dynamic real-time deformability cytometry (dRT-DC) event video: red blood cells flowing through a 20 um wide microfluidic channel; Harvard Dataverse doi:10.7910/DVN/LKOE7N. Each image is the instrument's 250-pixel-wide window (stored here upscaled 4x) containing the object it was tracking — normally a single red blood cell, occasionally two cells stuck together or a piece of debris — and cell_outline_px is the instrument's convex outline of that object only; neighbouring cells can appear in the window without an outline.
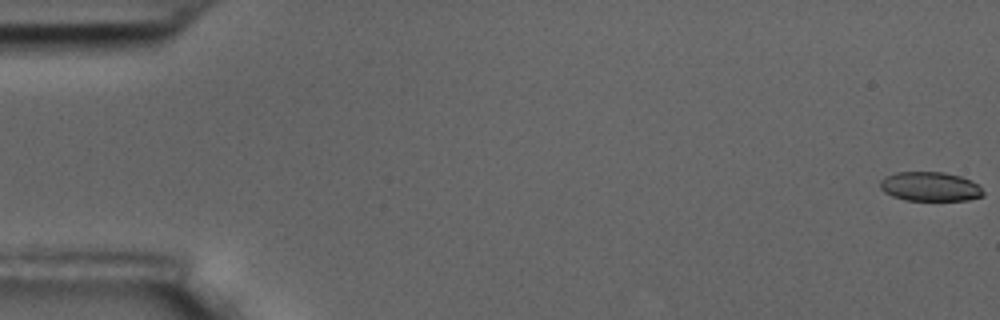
{"species": "common noctule bat (a hibernating species)", "species_latin": "Nyctalus noctula", "temperature_condition": "room temperature", "stored_images_in_passage": 59, "camera_frame_rate_fps": 3000, "um_per_image_px": 0.085, "animal": {"sex": "male", "body_mass_g": 17.5, "forearm_length_mm": 52.3}, "frame": {"image": 1, "passage_image": 1, "time_ms": 0.0, "image_size_px": [1000, 320], "cell_outline_px": [[984, 196], [968, 200], [904, 200], [892, 196], [884, 192], [880, 188], [880, 180], [896, 172], [944, 172], [960, 176], [976, 184], [984, 192]], "centroid_in_image_um": [79.04, 15.86], "position_along_channel_um": 6.0, "area_um2": 17.46}}
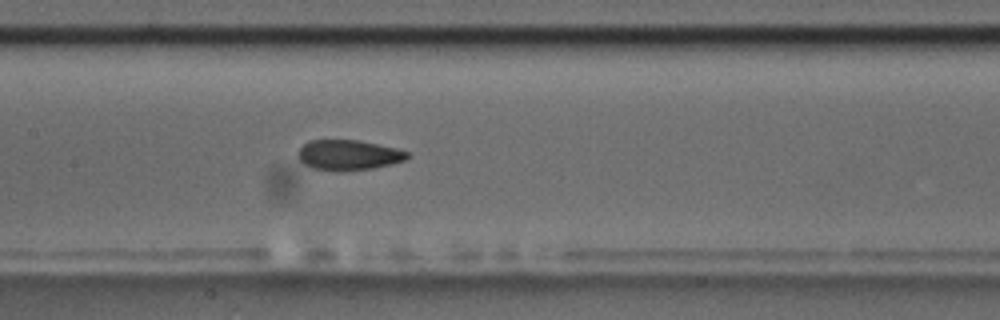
{"frame": {"image": 2, "passage_image": 29, "time_ms": 9.333, "image_size_px": [1000, 320], "cell_outline_px": [[408, 156], [404, 160], [372, 168], [340, 172], [312, 168], [304, 164], [296, 156], [296, 152], [308, 140], [356, 140], [396, 148], [408, 152]], "centroid_in_image_um": [29.54, 13.18], "position_along_channel_um": 177.9, "area_um2": 19.19}}
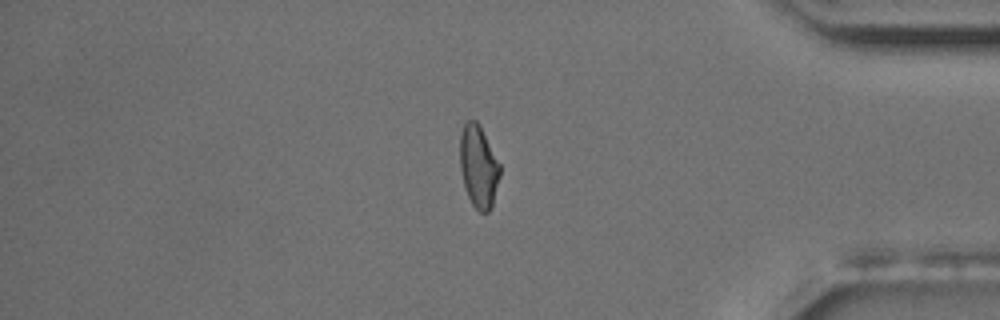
{"frame": {"image": 3, "passage_image": 50, "time_ms": 16.333, "image_size_px": [1000, 320], "cell_outline_px": [[500, 176], [492, 208], [488, 212], [480, 212], [472, 204], [468, 196], [464, 184], [460, 168], [460, 132], [464, 124], [468, 120], [476, 120], [480, 124], [500, 164]], "centroid_in_image_um": [40.68, 14.14], "position_along_channel_um": 394.5, "area_um2": 19.31}, "authors_computed_cell_mechanics": {"area_um2": 19.4786, "velocity_mm_per_s": 3.4898, "shape_relaxation_time_tau1_ms": 8.7291, "shape_relaxation_time_tau2_ms": 1.7701, "deformation_change_tau1": 0.1737, "deformation_change_tau2": 0.0841}}